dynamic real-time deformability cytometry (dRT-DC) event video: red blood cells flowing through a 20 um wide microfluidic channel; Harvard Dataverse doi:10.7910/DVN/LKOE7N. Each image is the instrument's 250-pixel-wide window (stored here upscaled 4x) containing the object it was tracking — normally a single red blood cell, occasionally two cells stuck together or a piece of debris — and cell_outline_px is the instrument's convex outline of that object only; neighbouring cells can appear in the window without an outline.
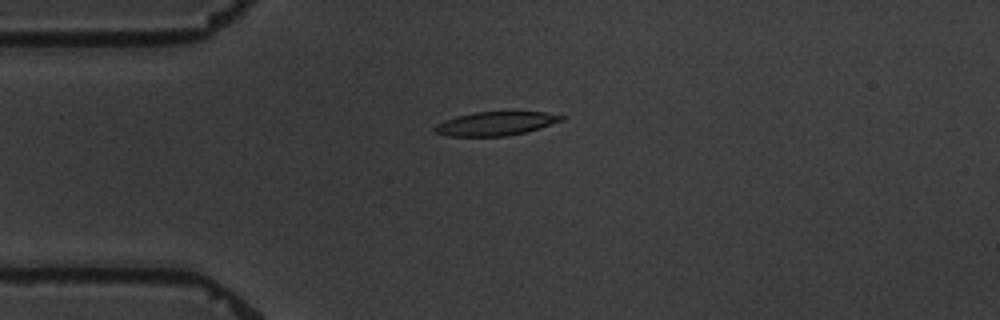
{"species": "common noctule bat (a hibernating species)", "species_latin": "Nyctalus noctula", "temperature_condition": "warm", "stored_images_in_passage": 3, "camera_frame_rate_fps": 3000, "um_per_image_px": 0.085, "animal": {"sex": "male", "body_mass_g": 19.5, "forearm_length_mm": 54.6}, "frame": {"image": 1, "passage_image": 1, "time_ms": 0.0, "image_size_px": [1000, 320], "cell_outline_px": [[568, 116], [564, 120], [540, 128], [524, 132], [504, 136], [448, 136], [436, 132], [432, 128], [436, 124], [444, 120], [456, 116], [472, 112], [544, 112]], "centroid_in_image_um": [42.14, 10.49], "position_along_channel_um": 42.9, "area_um2": 17.57}}
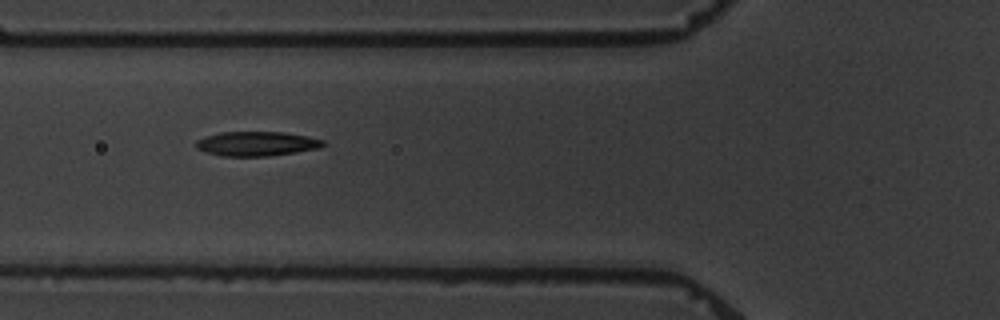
{"frame": {"image": 2, "passage_image": 3, "time_ms": 2.333, "image_size_px": [1000, 320], "cell_outline_px": [[328, 144], [320, 148], [296, 152], [268, 156], [220, 156], [196, 148], [196, 140], [220, 132], [284, 132], [308, 136], [324, 140]], "centroid_in_image_um": [21.87, 12.21], "position_along_channel_um": 103.9, "area_um2": 18.15}}